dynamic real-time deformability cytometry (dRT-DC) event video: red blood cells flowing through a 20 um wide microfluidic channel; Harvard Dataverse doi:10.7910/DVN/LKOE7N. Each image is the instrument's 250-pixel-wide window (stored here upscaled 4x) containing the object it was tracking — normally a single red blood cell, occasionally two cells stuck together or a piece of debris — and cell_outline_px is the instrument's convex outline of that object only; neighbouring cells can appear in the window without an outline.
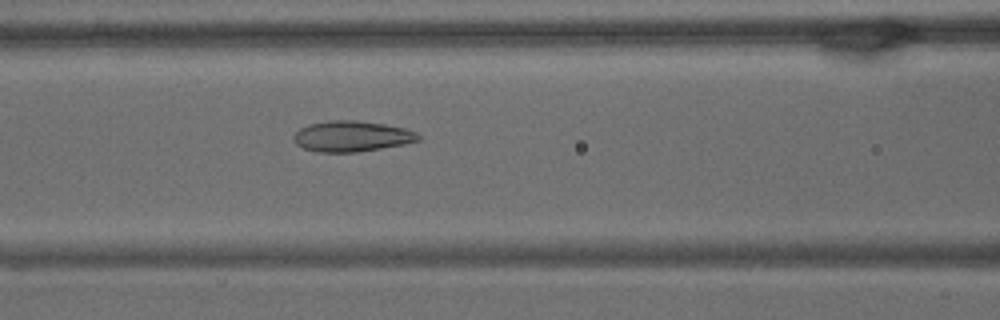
{"species": "common noctule bat (a hibernating species)", "species_latin": "Nyctalus noctula", "temperature_condition": "warm", "stored_images_in_passage": 59, "camera_frame_rate_fps": 3000, "um_per_image_px": 0.085, "animal": {"sex": "male", "body_mass_g": 15.6}, "frame": {"image": 1, "passage_image": 24, "time_ms": 7.667, "image_size_px": [1000, 320], "cell_outline_px": [[420, 140], [404, 144], [356, 152], [320, 152], [304, 148], [296, 144], [292, 140], [292, 136], [300, 128], [308, 124], [328, 120], [356, 120], [384, 124], [404, 128], [416, 132], [420, 136]], "centroid_in_image_um": [29.87, 11.57], "position_along_channel_um": 136.7, "area_um2": 22.31}}
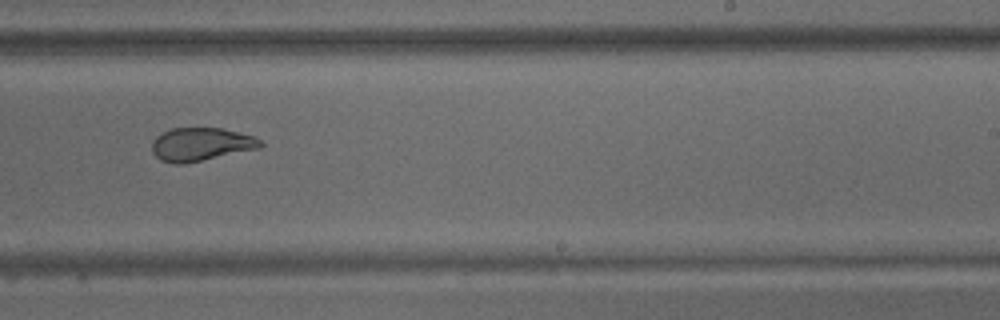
{"frame": {"image": 2, "passage_image": 36, "time_ms": 11.667, "image_size_px": [1000, 320], "cell_outline_px": [[264, 144], [260, 148], [184, 164], [176, 164], [160, 160], [152, 152], [152, 140], [156, 136], [172, 128], [220, 128], [256, 136]], "centroid_in_image_um": [17.08, 12.27], "position_along_channel_um": 271.9, "area_um2": 21.04}}
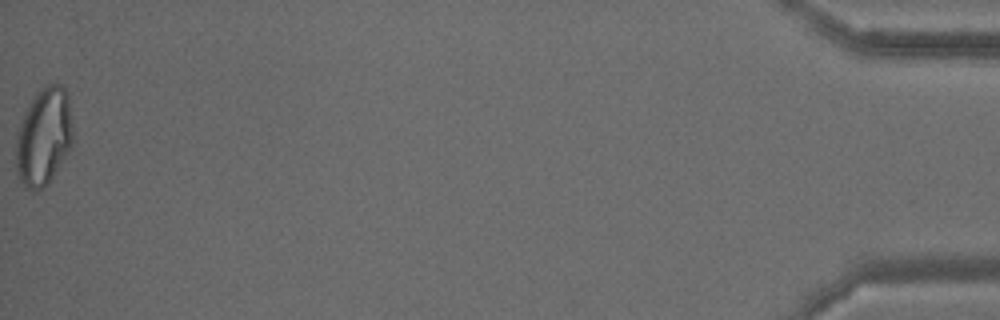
{"frame": {"image": 3, "passage_image": 59, "time_ms": 19.333, "image_size_px": [1000, 320], "cell_outline_px": [[72, 144], [68, 152], [48, 184], [44, 188], [36, 192], [28, 188], [20, 180], [16, 168], [16, 140], [20, 124], [24, 112], [28, 104], [40, 88], [44, 84], [60, 84], [68, 92], [72, 120]], "centroid_in_image_um": [3.73, 11.6], "position_along_channel_um": 431.5, "area_um2": 32.54}, "authors_computed_cell_mechanics": {"area_um2": 26.1834, "velocity_mm_per_s": 3.3869, "shape_relaxation_time_tau1_ms": null, "shape_relaxation_time_tau2_ms": 1.3267, "deformation_change_tau1": null, "deformation_change_tau2": 0.0663}}